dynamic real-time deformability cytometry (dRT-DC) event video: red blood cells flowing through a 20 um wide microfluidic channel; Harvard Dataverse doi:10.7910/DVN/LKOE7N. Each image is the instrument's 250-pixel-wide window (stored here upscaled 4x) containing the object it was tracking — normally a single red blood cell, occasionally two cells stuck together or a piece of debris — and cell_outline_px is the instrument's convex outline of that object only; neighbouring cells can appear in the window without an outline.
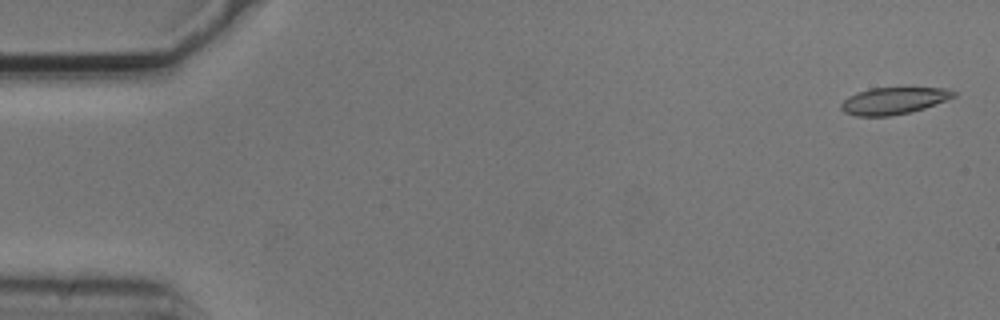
{"species": "common noctule bat (a hibernating species)", "species_latin": "Nyctalus noctula", "temperature_condition": "cold", "stored_images_in_passage": 5, "camera_frame_rate_fps": 3000, "um_per_image_px": 0.085, "animal": {"sex": "male", "body_mass_g": 20.5, "forearm_length_mm": 52.5}, "frame": {"image": 1, "passage_image": 1, "time_ms": 0.0, "image_size_px": [1000, 320], "cell_outline_px": [[956, 96], [924, 108], [912, 112], [888, 116], [856, 116], [844, 112], [840, 108], [840, 104], [848, 96], [856, 92], [872, 88], [948, 88], [956, 92]], "centroid_in_image_um": [75.94, 8.56], "position_along_channel_um": 9.1, "area_um2": 17.63}}
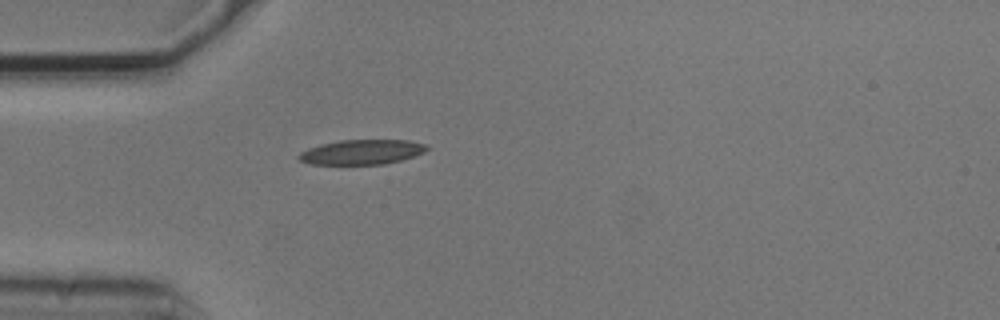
{"frame": {"image": 2, "passage_image": 5, "time_ms": 1.333, "image_size_px": [1000, 320], "cell_outline_px": [[428, 148], [424, 152], [416, 156], [384, 164], [312, 164], [300, 160], [296, 156], [300, 152], [308, 148], [320, 144], [340, 140], [408, 140], [428, 144]], "centroid_in_image_um": [30.77, 12.91], "position_along_channel_um": 54.2, "area_um2": 18.55}}